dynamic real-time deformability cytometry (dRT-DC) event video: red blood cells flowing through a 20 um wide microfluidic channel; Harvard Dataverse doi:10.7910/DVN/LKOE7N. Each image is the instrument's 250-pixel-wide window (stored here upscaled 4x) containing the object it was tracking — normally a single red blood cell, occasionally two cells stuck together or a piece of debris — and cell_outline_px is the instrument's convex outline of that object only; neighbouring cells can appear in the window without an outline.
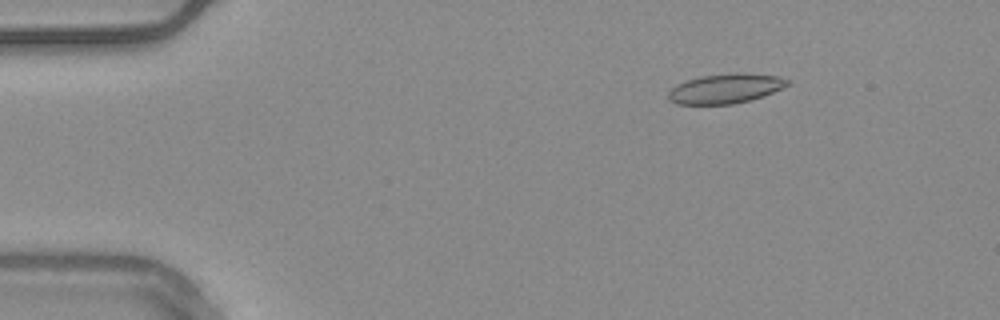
{"species": "common noctule bat (a hibernating species)", "species_latin": "Nyctalus noctula", "temperature_condition": "warm", "stored_images_in_passage": 54, "camera_frame_rate_fps": 3000, "um_per_image_px": 0.085, "animal": {"sex": "male", "body_mass_g": 20.4}, "frame": {"image": 1, "passage_image": 8, "time_ms": 2.333, "image_size_px": [1000, 320], "cell_outline_px": [[788, 84], [764, 96], [752, 100], [732, 104], [676, 104], [668, 100], [668, 92], [676, 84], [700, 76], [732, 72], [744, 72], [780, 76], [788, 80]], "centroid_in_image_um": [61.65, 7.52], "position_along_channel_um": 23.4, "area_um2": 20.75}}
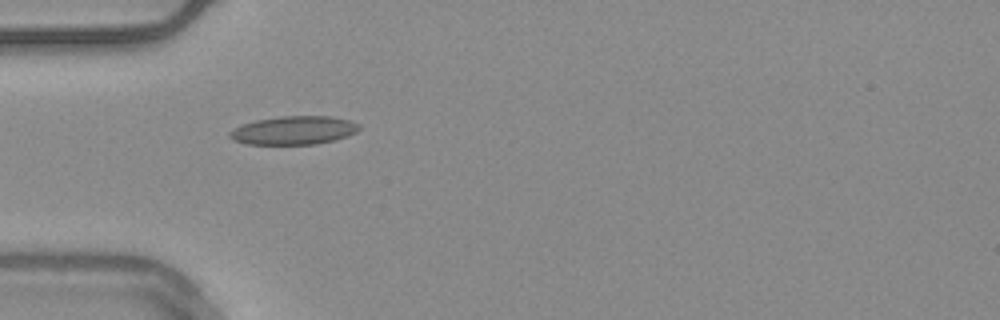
{"frame": {"image": 2, "passage_image": 17, "time_ms": 5.333, "image_size_px": [1000, 320], "cell_outline_px": [[360, 128], [356, 132], [348, 136], [336, 140], [316, 144], [248, 144], [232, 140], [228, 136], [228, 132], [244, 124], [256, 120], [280, 116], [332, 116], [348, 120], [360, 124]], "centroid_in_image_um": [25.0, 11.08], "position_along_channel_um": 60.0, "area_um2": 21.5}}
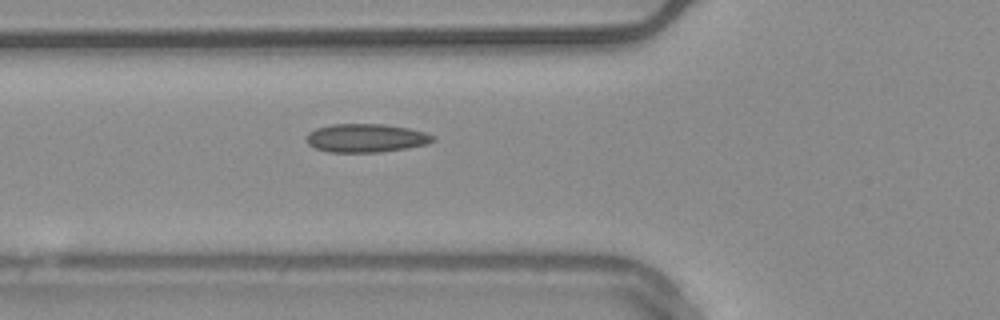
{"frame": {"image": 3, "passage_image": 20, "time_ms": 6.333, "image_size_px": [1000, 320], "cell_outline_px": [[436, 140], [428, 144], [380, 152], [328, 152], [316, 148], [308, 144], [304, 136], [308, 132], [316, 128], [332, 124], [384, 124], [408, 128], [424, 132], [436, 136]], "centroid_in_image_um": [31.09, 11.73], "position_along_channel_um": 94.7, "area_um2": 21.1}, "authors_computed_cell_mechanics": {"area_um2": 20.1144, "velocity_mm_per_s": 3.7555, "shape_relaxation_time_tau1_ms": null, "shape_relaxation_time_tau2_ms": 1.8267, "deformation_change_tau1": null, "deformation_change_tau2": 0.0654}}